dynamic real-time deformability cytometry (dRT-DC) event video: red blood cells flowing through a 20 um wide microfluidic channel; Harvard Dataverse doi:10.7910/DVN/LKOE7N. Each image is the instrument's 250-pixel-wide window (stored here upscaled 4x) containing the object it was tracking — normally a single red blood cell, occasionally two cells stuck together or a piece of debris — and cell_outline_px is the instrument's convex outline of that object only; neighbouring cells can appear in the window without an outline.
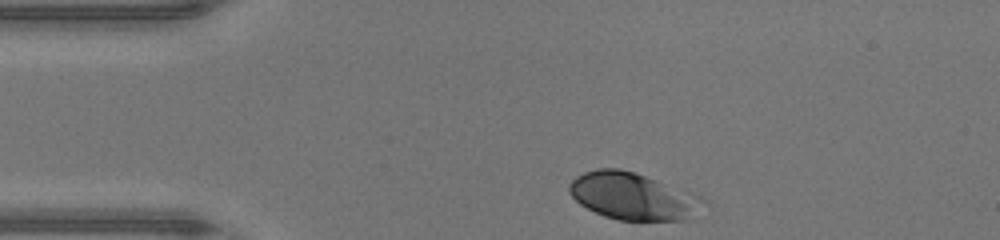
{"species": "human", "species_latin": "Homo sapiens", "temperature_condition": "warm", "stored_images_in_passage": 31, "camera_frame_rate_fps": 3000, "um_per_image_px": 0.085, "donor": {"sex": "male"}, "frame": {"image": 1, "passage_image": 1, "time_ms": 0.0, "image_size_px": [1000, 240], "cell_outline_px": [[688, 220], [616, 220], [604, 216], [580, 204], [568, 192], [568, 184], [576, 176], [584, 172], [596, 168], [620, 168], [636, 172], [656, 180], [684, 204]], "centroid_in_image_um": [53.18, 16.64], "position_along_channel_um": 31.8, "area_um2": 32.54}}
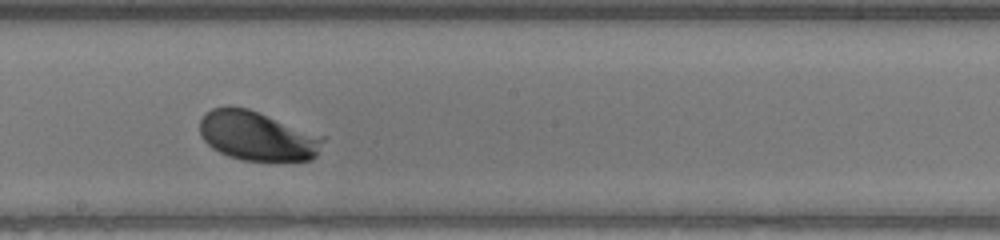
{"frame": {"image": 2, "passage_image": 18, "time_ms": 5.667, "image_size_px": [1000, 240], "cell_outline_px": [[328, 136], [316, 156], [312, 160], [240, 160], [228, 156], [212, 148], [204, 140], [200, 132], [200, 120], [212, 108], [228, 104], [248, 108]], "centroid_in_image_um": [21.92, 11.53], "position_along_channel_um": 226.3, "area_um2": 36.01}}
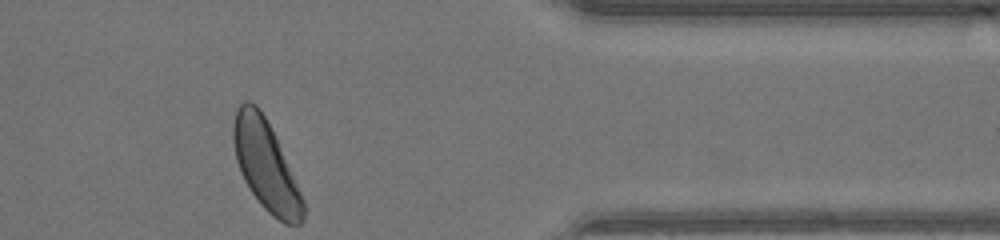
{"frame": {"image": 3, "passage_image": 31, "time_ms": 10.0, "image_size_px": [1000, 240], "cell_outline_px": [[304, 220], [300, 224], [284, 224], [272, 216], [260, 204], [244, 180], [236, 160], [232, 140], [232, 128], [236, 108], [244, 100], [248, 100], [256, 104], [260, 108], [276, 136], [304, 200]], "centroid_in_image_um": [22.58, 14.04], "position_along_channel_um": 388.8, "area_um2": 36.59}, "authors_computed_cell_mechanics": {"area_um2": 35.4314, "velocity_mm_per_s": 4.2981, "shape_relaxation_time_tau1_ms": 0.7338, "shape_relaxation_time_tau2_ms": null, "deformation_change_tau1": 0.0722, "deformation_change_tau2": null}}